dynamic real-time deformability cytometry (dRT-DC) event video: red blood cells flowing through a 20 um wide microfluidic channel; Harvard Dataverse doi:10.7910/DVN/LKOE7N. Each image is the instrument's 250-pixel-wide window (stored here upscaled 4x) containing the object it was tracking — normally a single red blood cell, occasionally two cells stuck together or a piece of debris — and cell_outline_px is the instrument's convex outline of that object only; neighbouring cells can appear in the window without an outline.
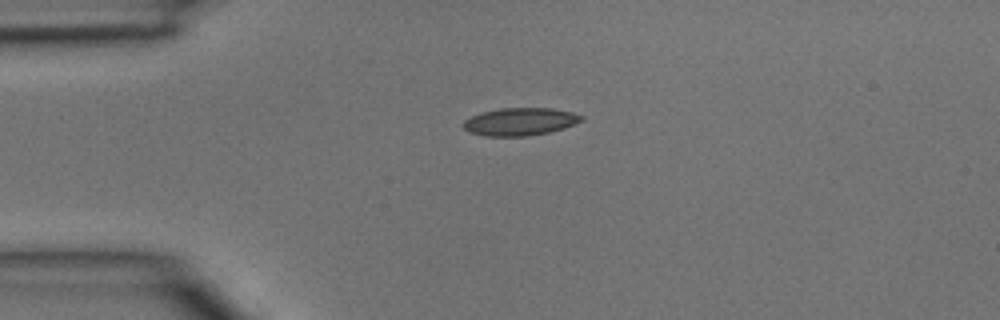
{"species": "common noctule bat (a hibernating species)", "species_latin": "Nyctalus noctula", "temperature_condition": "room temperature", "stored_images_in_passage": 2, "camera_frame_rate_fps": 3000, "um_per_image_px": 0.085, "animal": {"sex": "male", "body_mass_g": 15.6}, "frame": {"image": 1, "passage_image": 1, "time_ms": 0.0, "image_size_px": [1000, 320], "cell_outline_px": [[584, 120], [564, 128], [548, 132], [528, 136], [484, 136], [472, 132], [464, 128], [464, 120], [472, 116], [484, 112], [500, 108], [552, 108], [572, 112], [584, 116]], "centroid_in_image_um": [44.25, 10.34], "position_along_channel_um": 40.7, "area_um2": 18.9}}